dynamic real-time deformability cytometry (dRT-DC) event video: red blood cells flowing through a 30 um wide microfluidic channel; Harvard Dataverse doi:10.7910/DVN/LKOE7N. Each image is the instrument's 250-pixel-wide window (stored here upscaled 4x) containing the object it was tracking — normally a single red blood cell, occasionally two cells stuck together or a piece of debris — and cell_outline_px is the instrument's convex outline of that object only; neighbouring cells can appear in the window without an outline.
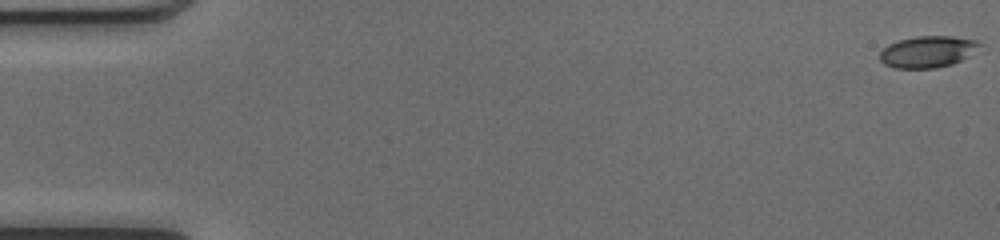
{"species": "common noctule bat (a hibernating species)", "species_latin": "Nyctalus noctula", "temperature_condition": "cold", "stored_images_in_passage": 51, "camera_frame_rate_fps": 3000, "um_per_image_px": 0.085, "animal": {"sex": "female", "body_mass_g": 17.0, "forearm_length_mm": 48.0}, "frame": {"image": 1, "passage_image": 1, "time_ms": 0.0, "image_size_px": [1000, 240], "cell_outline_px": [[984, 44], [968, 56], [952, 64], [936, 68], [892, 68], [884, 64], [880, 60], [880, 52], [888, 44], [900, 40], [916, 36], [952, 36], [976, 40]], "centroid_in_image_um": [78.85, 4.39], "position_along_channel_um": 6.1, "area_um2": 18.38}}
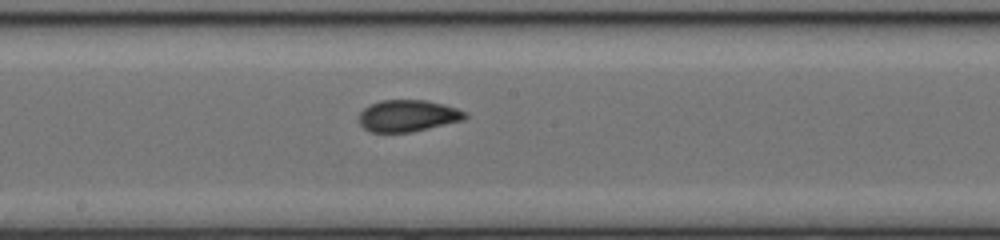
{"frame": {"image": 2, "passage_image": 28, "time_ms": 9.0, "image_size_px": [1000, 240], "cell_outline_px": [[468, 116], [464, 120], [412, 132], [372, 132], [364, 128], [360, 124], [360, 112], [364, 108], [380, 100], [424, 100], [444, 104], [468, 112]], "centroid_in_image_um": [34.7, 9.84], "position_along_channel_um": 213.5, "area_um2": 19.59}}
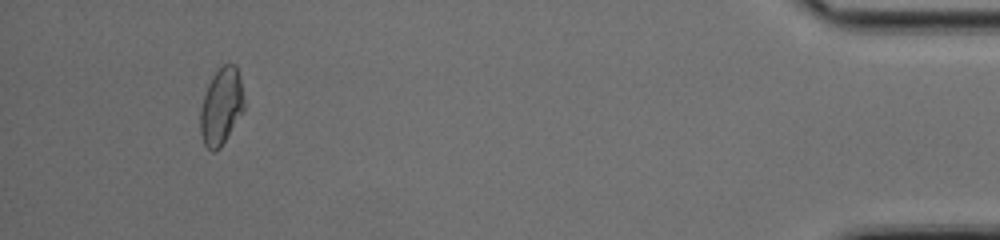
{"frame": {"image": 3, "passage_image": 48, "time_ms": 15.667, "image_size_px": [1000, 240], "cell_outline_px": [[244, 108], [220, 148], [216, 152], [212, 152], [204, 144], [200, 132], [200, 108], [208, 84], [216, 72], [224, 64], [236, 64], [244, 96]], "centroid_in_image_um": [18.79, 9.06], "position_along_channel_um": 416.4, "area_um2": 19.31}, "authors_computed_cell_mechanics": {"area_um2": 19.4208, "velocity_mm_per_s": 4.1177, "shape_relaxation_time_tau1_ms": 8.3796, "shape_relaxation_time_tau2_ms": 1.0781, "deformation_change_tau1": 0.1842, "deformation_change_tau2": 0.0511}}